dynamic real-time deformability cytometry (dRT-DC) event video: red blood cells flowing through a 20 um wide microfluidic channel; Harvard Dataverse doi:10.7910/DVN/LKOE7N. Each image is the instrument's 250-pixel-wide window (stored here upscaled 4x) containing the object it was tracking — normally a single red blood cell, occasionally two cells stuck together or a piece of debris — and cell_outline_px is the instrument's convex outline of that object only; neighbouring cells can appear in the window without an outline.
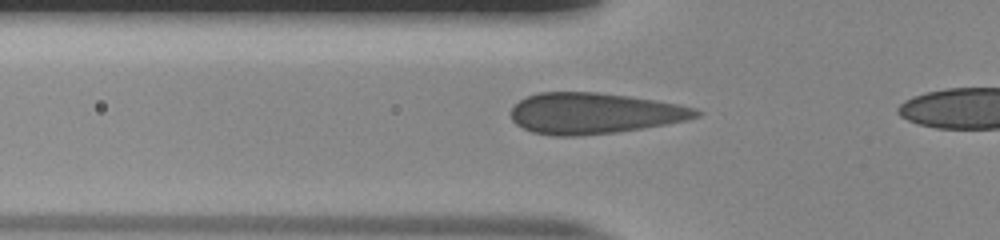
{"species": "human", "species_latin": "Homo sapiens", "temperature_condition": "room temperature", "stored_images_in_passage": 41, "camera_frame_rate_fps": 3000, "um_per_image_px": 0.085, "donor": {"sex": "male"}, "frame": {"image": 1, "passage_image": 13, "time_ms": 4.0, "image_size_px": [1000, 240], "cell_outline_px": [[704, 112], [700, 116], [688, 120], [644, 128], [616, 132], [576, 136], [552, 136], [532, 132], [516, 124], [512, 120], [508, 112], [520, 100], [528, 96], [540, 92], [596, 92], [628, 96], [656, 100], [680, 104], [696, 108]], "centroid_in_image_um": [50.53, 9.63], "position_along_channel_um": 75.3, "area_um2": 44.51}}
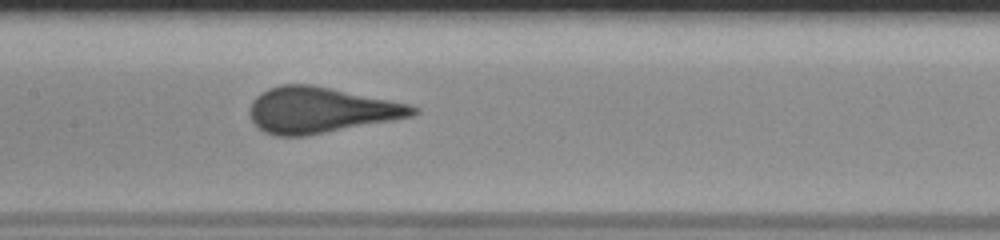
{"frame": {"image": 2, "passage_image": 21, "time_ms": 6.667, "image_size_px": [1000, 240], "cell_outline_px": [[420, 112], [412, 116], [392, 120], [304, 136], [280, 136], [264, 132], [252, 120], [248, 112], [248, 108], [252, 100], [256, 96], [268, 88], [280, 84], [312, 84], [408, 104], [420, 108]], "centroid_in_image_um": [27.21, 9.35], "position_along_channel_um": 180.2, "area_um2": 43.29}}
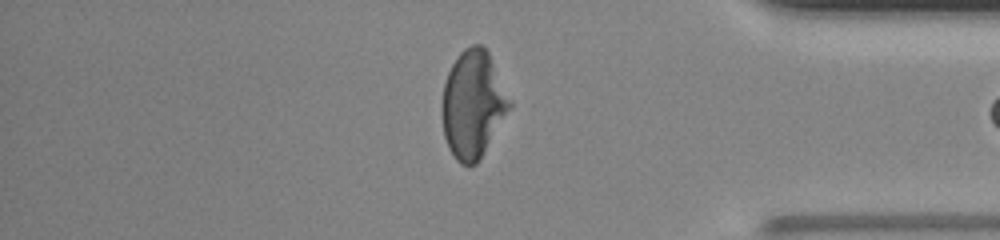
{"frame": {"image": 3, "passage_image": 39, "time_ms": 12.667, "image_size_px": [1000, 240], "cell_outline_px": [[512, 104], [476, 164], [460, 164], [456, 160], [448, 148], [444, 136], [440, 112], [440, 108], [444, 84], [448, 72], [452, 64], [460, 52], [464, 48], [472, 44], [480, 44], [488, 52], [512, 100]], "centroid_in_image_um": [40.17, 8.84], "position_along_channel_um": 395.0, "area_um2": 42.14}, "authors_computed_cell_mechanics": {"area_um2": 43.2922, "velocity_mm_per_s": 3.9104, "shape_relaxation_time_tau1_ms": 8.2289, "shape_relaxation_time_tau2_ms": null, "deformation_change_tau1": 0.2339, "deformation_change_tau2": null}}